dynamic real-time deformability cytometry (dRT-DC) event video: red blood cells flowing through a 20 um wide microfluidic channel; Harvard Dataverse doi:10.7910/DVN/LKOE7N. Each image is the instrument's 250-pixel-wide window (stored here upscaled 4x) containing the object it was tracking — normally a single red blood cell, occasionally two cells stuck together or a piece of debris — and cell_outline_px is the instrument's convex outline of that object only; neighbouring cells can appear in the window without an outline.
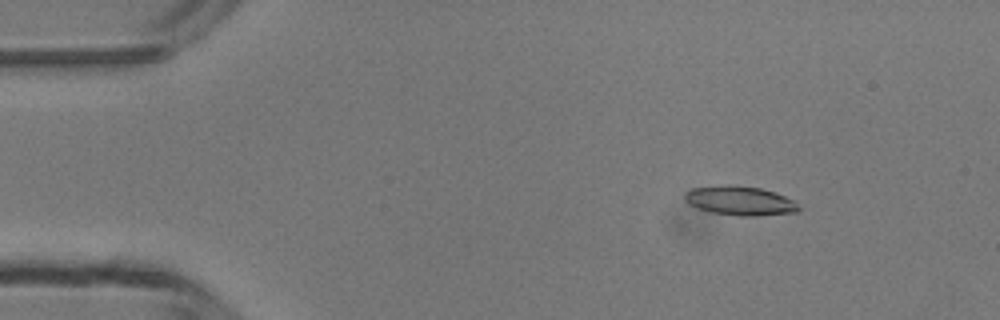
{"species": "common noctule bat (a hibernating species)", "species_latin": "Nyctalus noctula", "temperature_condition": "room temperature", "stored_images_in_passage": 48, "camera_frame_rate_fps": 3000, "um_per_image_px": 0.085, "animal": {"sex": "male", "body_mass_g": 13.3}, "frame": {"image": 1, "passage_image": 7, "time_ms": 2.0, "image_size_px": [1000, 320], "cell_outline_px": [[800, 212], [756, 216], [740, 216], [712, 212], [696, 208], [688, 204], [684, 200], [684, 196], [692, 188], [720, 184], [732, 184], [760, 188], [776, 192], [796, 200], [800, 208]], "centroid_in_image_um": [62.93, 17.05], "position_along_channel_um": 22.1, "area_um2": 19.83}}
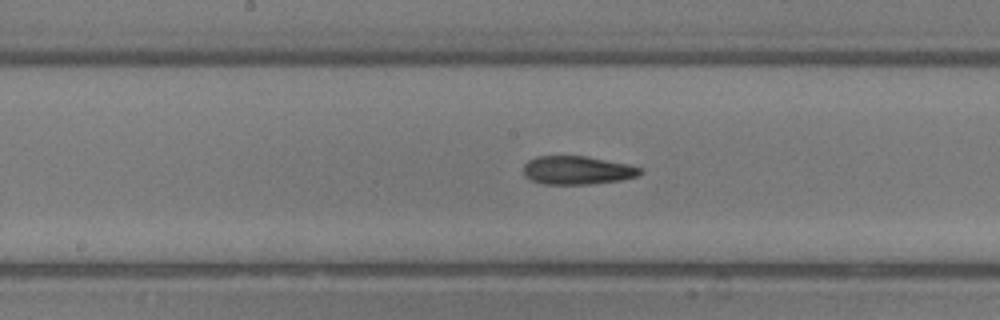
{"frame": {"image": 2, "passage_image": 25, "time_ms": 8.0, "image_size_px": [1000, 320], "cell_outline_px": [[644, 172], [636, 176], [620, 180], [588, 184], [544, 184], [532, 180], [524, 176], [524, 164], [528, 160], [536, 156], [588, 156], [628, 164], [640, 168]], "centroid_in_image_um": [49.05, 14.46], "position_along_channel_um": 199.1, "area_um2": 19.31}}
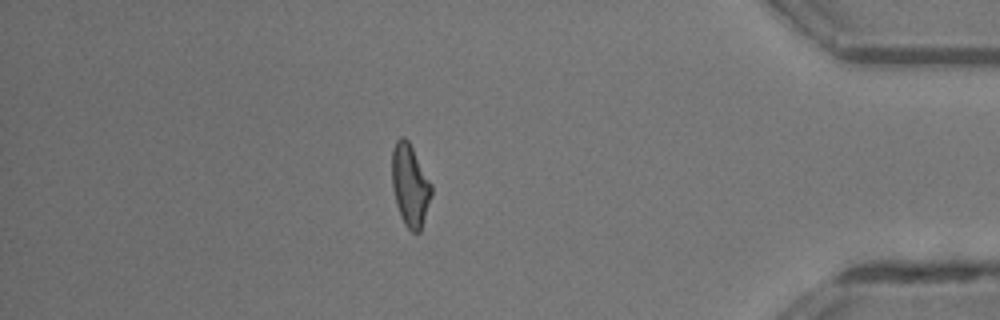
{"frame": {"image": 3, "passage_image": 42, "time_ms": 13.667, "image_size_px": [1000, 320], "cell_outline_px": [[432, 196], [420, 232], [412, 232], [404, 224], [400, 216], [396, 204], [392, 188], [392, 148], [396, 140], [400, 136], [404, 136], [408, 140], [432, 184]], "centroid_in_image_um": [34.85, 15.75], "position_along_channel_um": 400.4, "area_um2": 19.07}, "authors_computed_cell_mechanics": {"area_um2": 19.2763, "velocity_mm_per_s": 4.288, "shape_relaxation_time_tau1_ms": 6.6959, "shape_relaxation_time_tau2_ms": 2.9843, "deformation_change_tau1": 0.2195, "deformation_change_tau2": 0.1302}}